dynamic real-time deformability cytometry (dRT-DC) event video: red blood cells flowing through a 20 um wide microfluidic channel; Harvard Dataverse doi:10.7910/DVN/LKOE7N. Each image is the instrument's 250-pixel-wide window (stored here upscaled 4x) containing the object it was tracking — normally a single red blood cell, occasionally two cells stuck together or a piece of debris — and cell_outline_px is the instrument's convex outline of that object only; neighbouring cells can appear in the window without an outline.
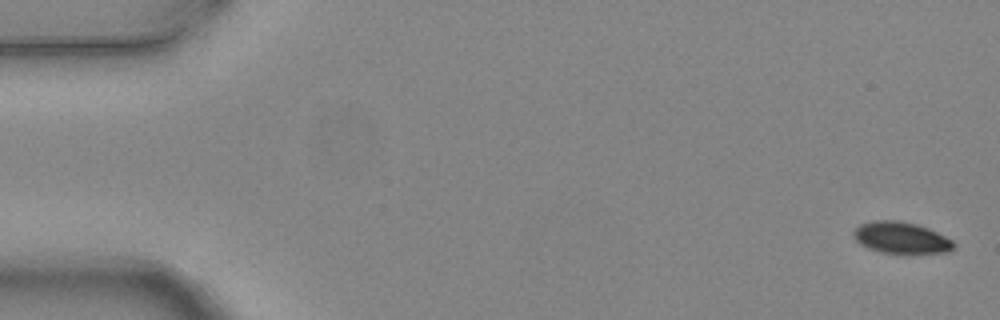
{"species": "common noctule bat (a hibernating species)", "species_latin": "Nyctalus noctula", "temperature_condition": "warm", "stored_images_in_passage": 5, "camera_frame_rate_fps": 3000, "um_per_image_px": 0.085, "animal": {"sex": "female", "body_mass_g": 24.6, "forearm_length_mm": 56.2}, "frame": {"image": 1, "passage_image": 1, "time_ms": 0.0, "image_size_px": [1000, 320], "cell_outline_px": [[956, 248], [948, 252], [880, 252], [868, 248], [860, 244], [852, 236], [852, 232], [860, 224], [872, 220], [896, 220], [916, 224], [928, 228], [952, 240], [956, 244]], "centroid_in_image_um": [76.57, 20.19], "position_along_channel_um": 8.4, "area_um2": 18.21}}
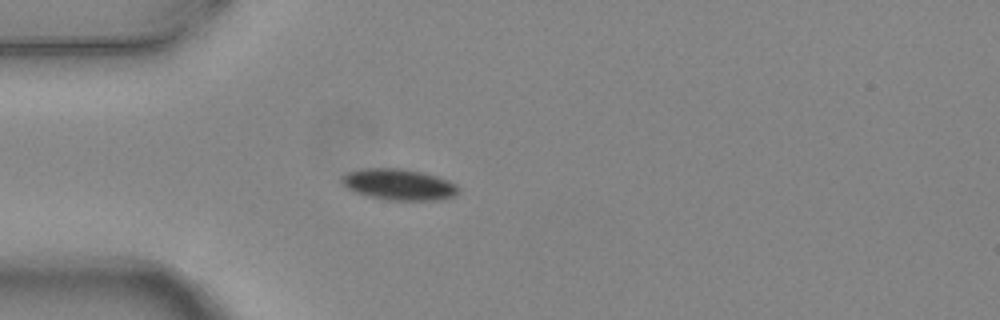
{"frame": {"image": 2, "passage_image": 4, "time_ms": 1.0, "image_size_px": [1000, 320], "cell_outline_px": [[460, 188], [452, 196], [436, 200], [384, 200], [368, 196], [356, 192], [348, 188], [340, 180], [340, 176], [348, 172], [360, 168], [404, 168], [436, 176], [448, 180], [456, 184]], "centroid_in_image_um": [33.86, 15.67], "position_along_channel_um": 51.1, "area_um2": 21.15}}